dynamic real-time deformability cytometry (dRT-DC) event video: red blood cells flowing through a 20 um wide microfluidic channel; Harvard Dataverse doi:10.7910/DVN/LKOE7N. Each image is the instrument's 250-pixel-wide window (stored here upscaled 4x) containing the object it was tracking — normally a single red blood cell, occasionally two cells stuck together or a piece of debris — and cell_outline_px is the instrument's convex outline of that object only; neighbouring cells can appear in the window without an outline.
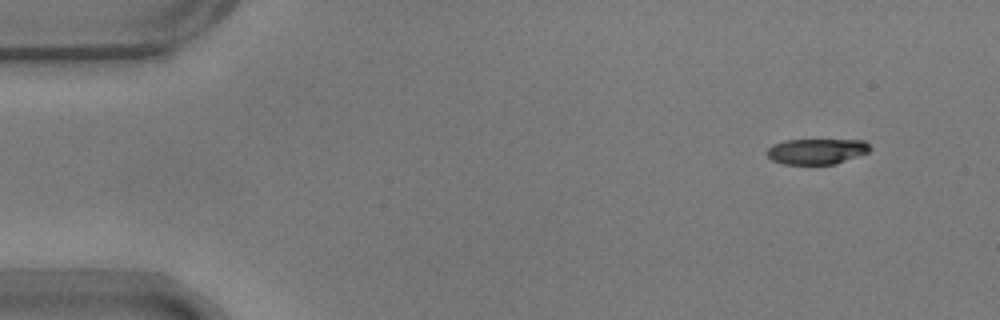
{"species": "common noctule bat (a hibernating species)", "species_latin": "Nyctalus noctula", "temperature_condition": "warm", "stored_images_in_passage": 52, "camera_frame_rate_fps": 3000, "um_per_image_px": 0.085, "animal": {"sex": "male", "body_mass_g": 17.9}, "frame": {"image": 1, "passage_image": 1, "time_ms": 0.0, "image_size_px": [1000, 320], "cell_outline_px": [[872, 148], [868, 152], [836, 164], [784, 164], [772, 160], [764, 152], [772, 144], [784, 140], [864, 140]], "centroid_in_image_um": [69.39, 12.86], "position_along_channel_um": 15.6, "area_um2": 15.43}}
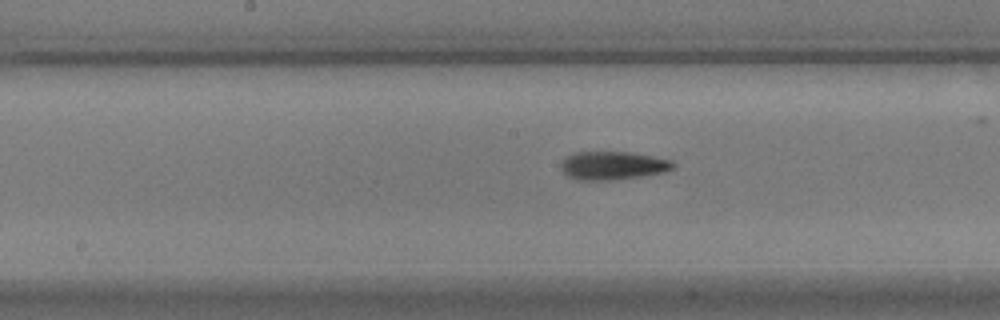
{"frame": {"image": 2, "passage_image": 24, "time_ms": 7.667, "image_size_px": [1000, 320], "cell_outline_px": [[676, 168], [664, 172], [640, 176], [608, 180], [576, 180], [568, 176], [560, 168], [560, 164], [568, 156], [576, 152], [632, 152], [672, 160], [676, 164]], "centroid_in_image_um": [52.12, 14.07], "position_along_channel_um": 196.1, "area_um2": 18.5}}
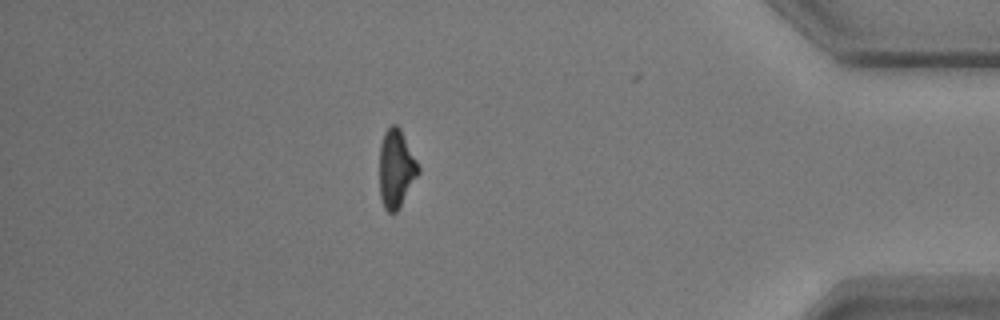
{"frame": {"image": 3, "passage_image": 44, "time_ms": 14.333, "image_size_px": [1000, 320], "cell_outline_px": [[420, 172], [396, 212], [388, 212], [384, 208], [380, 196], [380, 144], [384, 132], [392, 124], [396, 124], [400, 128], [420, 168]], "centroid_in_image_um": [33.66, 14.32], "position_along_channel_um": 401.5, "area_um2": 17.46}, "authors_computed_cell_mechanics": {"area_um2": 17.8602, "velocity_mm_per_s": 3.6984, "shape_relaxation_time_tau1_ms": 7.3615, "shape_relaxation_time_tau2_ms": 3.5676, "deformation_change_tau1": 0.2043, "deformation_change_tau2": 0.1206}}